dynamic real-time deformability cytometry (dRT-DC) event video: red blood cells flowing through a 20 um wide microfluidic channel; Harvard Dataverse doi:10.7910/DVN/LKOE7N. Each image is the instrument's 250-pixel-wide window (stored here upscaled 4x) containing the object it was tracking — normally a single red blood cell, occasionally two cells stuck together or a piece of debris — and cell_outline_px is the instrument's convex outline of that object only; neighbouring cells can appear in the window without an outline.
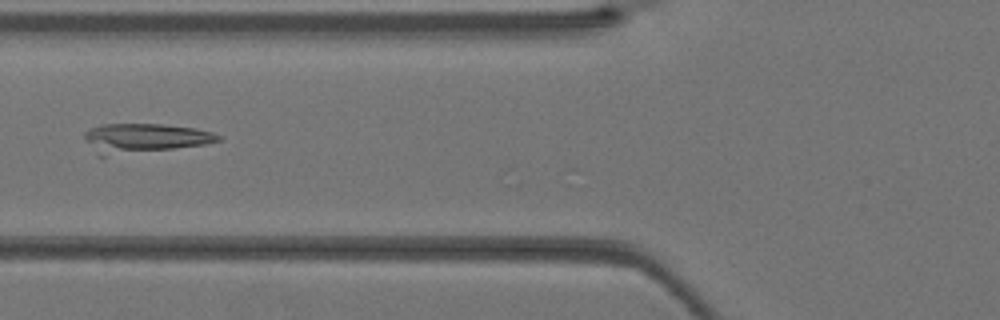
{"species": "Egyptian fruit bat (a non-hibernating species)", "species_latin": "Rousettus aegyptiacus", "temperature_condition": "warm", "stored_images_in_passage": 6, "camera_frame_rate_fps": 3000, "um_per_image_px": 0.085, "animal": {"sex": "female"}, "frame": {"image": 1, "passage_image": 5, "time_ms": 1.333, "image_size_px": [1000, 320], "cell_outline_px": [[220, 140], [204, 144], [172, 148], [104, 156], [96, 156], [84, 136], [84, 132], [100, 124], [160, 124], [196, 128], [212, 132], [220, 136]], "centroid_in_image_um": [12.22, 11.73], "position_along_channel_um": 113.6, "area_um2": 22.43}}